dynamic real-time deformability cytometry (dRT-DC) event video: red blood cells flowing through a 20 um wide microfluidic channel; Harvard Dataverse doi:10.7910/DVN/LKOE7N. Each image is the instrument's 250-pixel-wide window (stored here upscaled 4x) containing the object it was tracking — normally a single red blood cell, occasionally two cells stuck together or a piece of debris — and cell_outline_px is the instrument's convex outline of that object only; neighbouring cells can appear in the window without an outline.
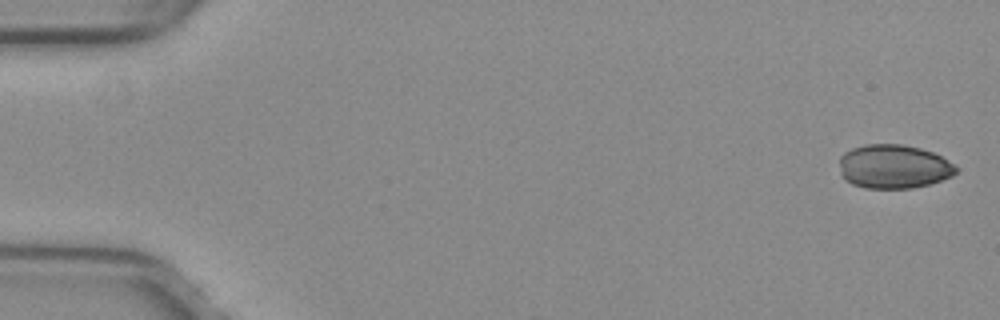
{"species": "common noctule bat (a hibernating species)", "species_latin": "Nyctalus noctula", "temperature_condition": "warm", "stored_images_in_passage": 40, "camera_frame_rate_fps": 3000, "um_per_image_px": 0.085, "animal": {"sex": "female", "body_mass_g": 29.2, "forearm_length_mm": 56.3}, "frame": {"image": 1, "passage_image": 1, "time_ms": 0.0, "image_size_px": [1000, 320], "cell_outline_px": [[960, 172], [952, 176], [928, 184], [912, 188], [864, 188], [852, 184], [844, 180], [840, 172], [840, 156], [844, 152], [852, 148], [864, 144], [904, 144], [920, 148], [932, 152], [956, 164], [960, 168]], "centroid_in_image_um": [75.98, 14.15], "position_along_channel_um": 9.0, "area_um2": 30.23}}
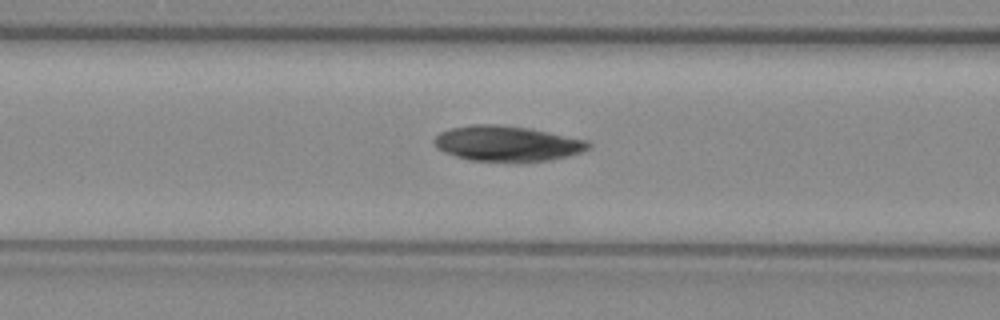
{"frame": {"image": 2, "passage_image": 21, "time_ms": 6.667, "image_size_px": [1000, 320], "cell_outline_px": [[592, 148], [568, 156], [548, 160], [524, 164], [512, 164], [468, 160], [444, 152], [436, 148], [432, 140], [440, 132], [452, 128], [472, 124], [496, 124], [528, 128], [588, 140], [592, 144]], "centroid_in_image_um": [43.11, 12.24], "position_along_channel_um": 123.5, "area_um2": 32.71}}
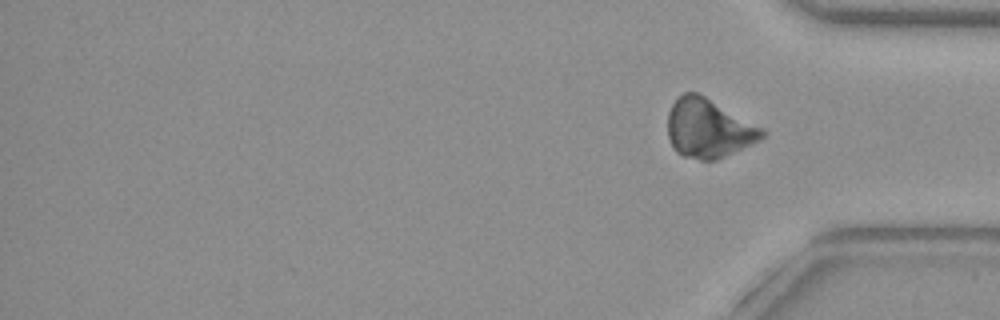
{"frame": {"image": 3, "passage_image": 40, "time_ms": 13.0, "image_size_px": [1000, 320], "cell_outline_px": [[768, 132], [760, 140], [752, 144], [716, 160], [700, 160], [684, 156], [676, 152], [672, 148], [668, 136], [668, 112], [672, 104], [684, 92], [696, 92], [704, 96], [764, 128]], "centroid_in_image_um": [60.22, 10.93], "position_along_channel_um": 375.0, "area_um2": 32.37}}